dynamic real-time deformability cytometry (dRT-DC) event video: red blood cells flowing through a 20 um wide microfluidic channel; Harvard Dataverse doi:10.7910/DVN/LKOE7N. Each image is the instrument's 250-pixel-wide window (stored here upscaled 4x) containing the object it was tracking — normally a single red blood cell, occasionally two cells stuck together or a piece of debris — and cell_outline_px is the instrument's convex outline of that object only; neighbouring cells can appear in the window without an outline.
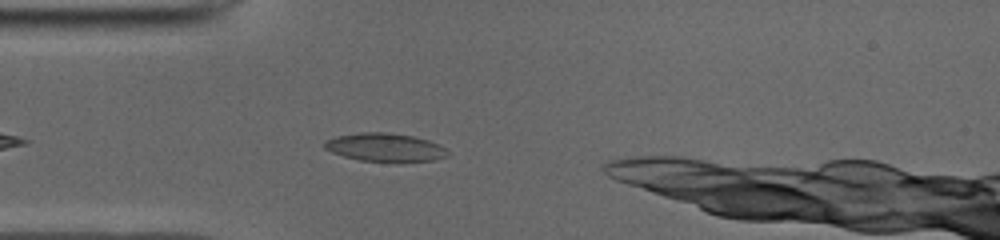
{"species": "common noctule bat (a hibernating species)", "species_latin": "Nyctalus noctula", "temperature_condition": "cold", "stored_images_in_passage": 22, "camera_frame_rate_fps": 3000, "um_per_image_px": 0.085, "animal": {"sex": "male", "body_mass_g": 19.0, "forearm_length_mm": 50.8}, "frame": {"image": 1, "passage_image": 6, "time_ms": 1.667, "image_size_px": [1000, 240], "cell_outline_px": [[448, 156], [436, 160], [360, 160], [344, 156], [332, 152], [324, 148], [324, 144], [328, 140], [336, 136], [360, 132], [380, 132], [412, 136], [428, 140], [444, 148], [448, 152]], "centroid_in_image_um": [32.7, 12.5], "position_along_channel_um": 52.3, "area_um2": 19.54}}
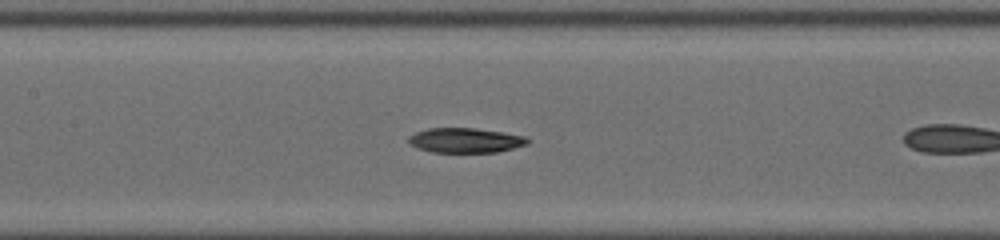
{"frame": {"image": 2, "passage_image": 12, "time_ms": 3.667, "image_size_px": [1000, 240], "cell_outline_px": [[532, 140], [528, 144], [496, 152], [432, 152], [416, 148], [408, 140], [408, 136], [416, 132], [428, 128], [476, 128], [528, 136]], "centroid_in_image_um": [39.59, 11.92], "position_along_channel_um": 167.8, "area_um2": 17.28}}
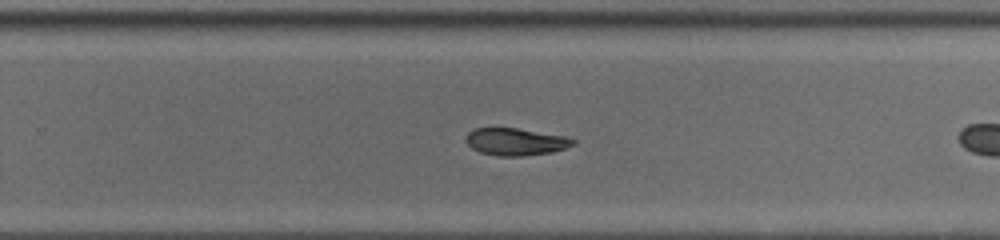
{"frame": {"image": 3, "passage_image": 21, "time_ms": 6.667, "image_size_px": [1000, 240], "cell_outline_px": [[576, 144], [552, 152], [520, 156], [500, 156], [480, 152], [472, 148], [468, 144], [468, 132], [476, 128], [516, 128], [568, 136], [576, 140]], "centroid_in_image_um": [43.89, 12.04], "position_along_channel_um": 285.9, "area_um2": 16.88}}